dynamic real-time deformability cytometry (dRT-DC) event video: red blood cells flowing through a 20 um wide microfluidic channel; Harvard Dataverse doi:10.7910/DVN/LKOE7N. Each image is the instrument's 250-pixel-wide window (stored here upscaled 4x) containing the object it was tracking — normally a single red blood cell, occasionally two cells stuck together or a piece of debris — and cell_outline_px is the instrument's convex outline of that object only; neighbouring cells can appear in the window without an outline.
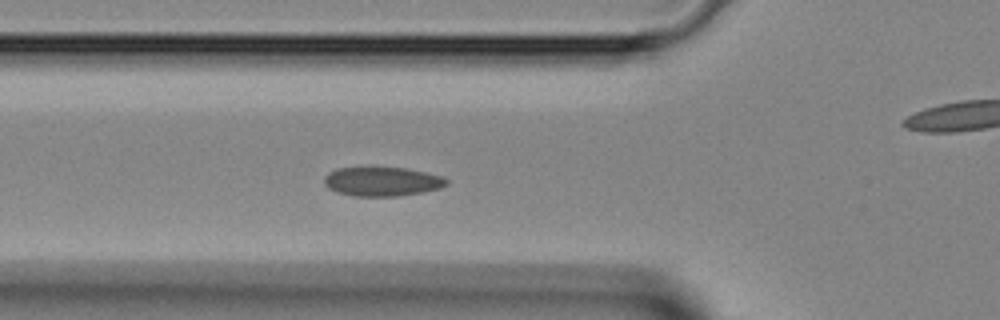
{"species": "Egyptian fruit bat (a non-hibernating species)", "species_latin": "Rousettus aegyptiacus", "temperature_condition": "room temperature", "stored_images_in_passage": 32, "camera_frame_rate_fps": 3000, "um_per_image_px": 0.085, "animal": {"sex": "female"}, "frame": {"image": 1, "passage_image": 2, "time_ms": 0.333, "image_size_px": [1000, 320], "cell_outline_px": [[448, 184], [440, 188], [424, 192], [400, 196], [352, 196], [336, 192], [328, 188], [324, 184], [324, 176], [328, 172], [336, 168], [368, 164], [404, 168], [444, 176], [448, 180]], "centroid_in_image_um": [32.43, 15.38], "position_along_channel_um": 93.4, "area_um2": 21.85}}
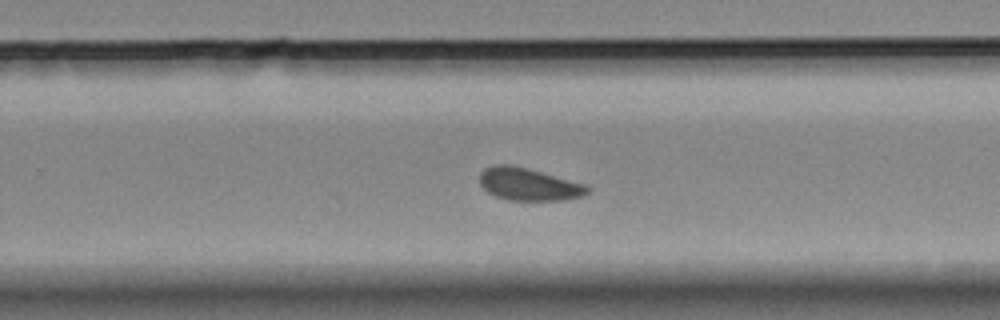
{"frame": {"image": 2, "passage_image": 15, "time_ms": 4.667, "image_size_px": [1000, 320], "cell_outline_px": [[588, 192], [584, 196], [568, 200], [508, 200], [496, 196], [488, 192], [480, 184], [480, 172], [484, 168], [492, 164], [512, 164], [528, 168], [584, 184], [588, 188]], "centroid_in_image_um": [44.9, 15.65], "position_along_channel_um": 284.9, "area_um2": 20.46}}
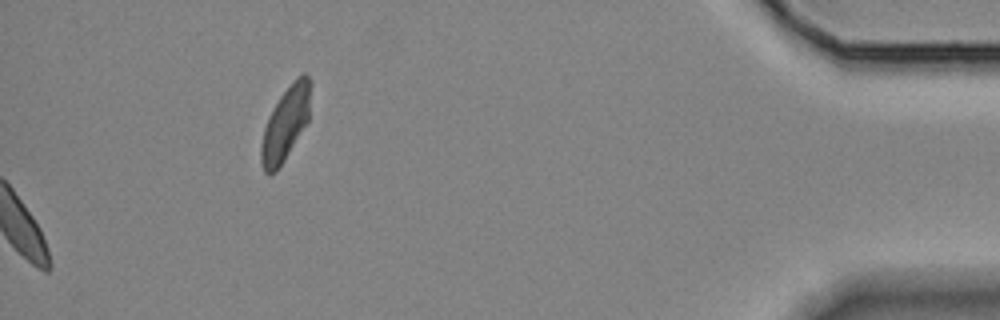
{"frame": {"image": 3, "passage_image": 32, "time_ms": 10.333, "image_size_px": [1000, 320], "cell_outline_px": [[312, 84], [308, 124], [276, 172], [268, 176], [264, 172], [260, 160], [260, 148], [264, 128], [268, 116], [280, 96], [296, 76], [300, 72], [304, 72], [312, 80]], "centroid_in_image_um": [24.3, 10.48], "position_along_channel_um": 410.9, "area_um2": 21.85}}